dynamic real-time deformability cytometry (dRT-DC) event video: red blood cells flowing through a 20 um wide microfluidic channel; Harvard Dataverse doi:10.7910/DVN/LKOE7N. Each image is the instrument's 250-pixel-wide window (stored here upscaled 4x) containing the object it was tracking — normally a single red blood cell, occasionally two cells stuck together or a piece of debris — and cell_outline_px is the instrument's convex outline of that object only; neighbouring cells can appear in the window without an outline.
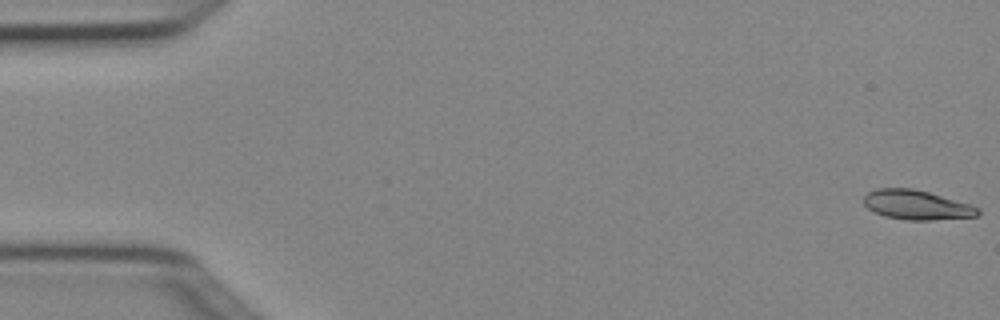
{"species": "Egyptian fruit bat (a non-hibernating species)", "species_latin": "Rousettus aegyptiacus", "temperature_condition": "cold", "stored_images_in_passage": 4, "camera_frame_rate_fps": 3000, "um_per_image_px": 0.085, "animal": {"sex": "female"}, "frame": {"image": 1, "passage_image": 1, "time_ms": 0.0, "image_size_px": [1000, 320], "cell_outline_px": [[980, 216], [932, 220], [908, 220], [884, 216], [868, 208], [864, 204], [864, 196], [868, 192], [876, 188], [912, 188], [928, 192], [972, 204], [980, 208]], "centroid_in_image_um": [77.96, 17.42], "position_along_channel_um": 7.0, "area_um2": 19.71}}
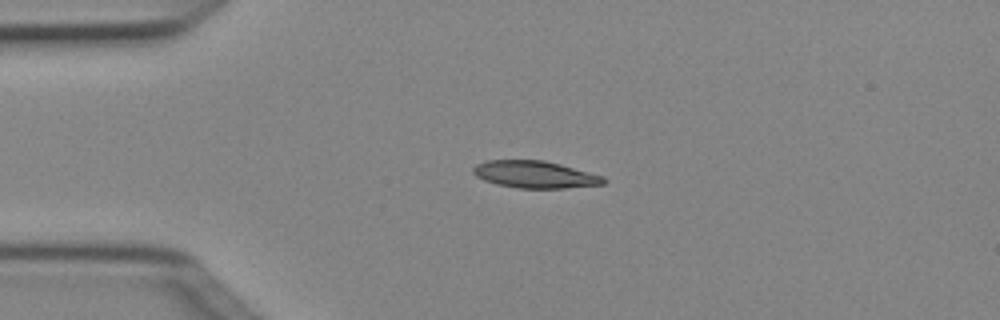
{"frame": {"image": 2, "passage_image": 4, "time_ms": 1.0, "image_size_px": [1000, 320], "cell_outline_px": [[604, 184], [564, 188], [516, 188], [496, 184], [484, 180], [476, 176], [472, 172], [472, 168], [476, 164], [488, 160], [544, 160], [560, 164], [604, 176]], "centroid_in_image_um": [45.43, 14.83], "position_along_channel_um": 39.6, "area_um2": 20.58}}